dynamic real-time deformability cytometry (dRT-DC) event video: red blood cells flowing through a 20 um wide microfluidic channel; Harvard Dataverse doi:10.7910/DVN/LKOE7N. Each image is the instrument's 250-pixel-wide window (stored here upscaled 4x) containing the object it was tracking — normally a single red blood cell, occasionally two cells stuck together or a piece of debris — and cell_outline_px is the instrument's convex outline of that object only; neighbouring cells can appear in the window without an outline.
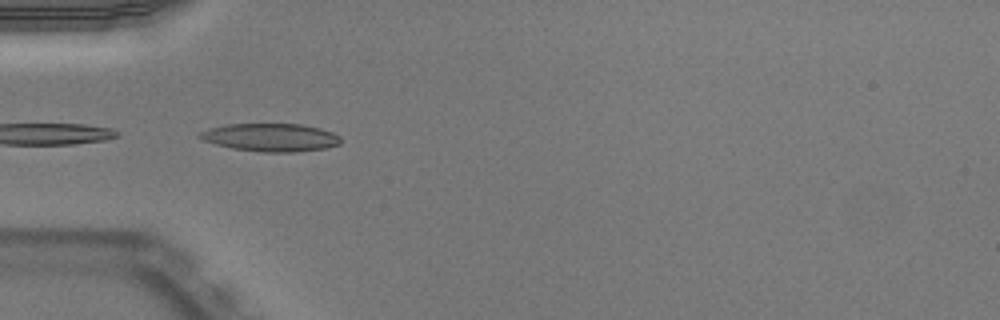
{"species": "Egyptian fruit bat (a non-hibernating species)", "species_latin": "Rousettus aegyptiacus", "temperature_condition": "warm", "stored_images_in_passage": 7, "camera_frame_rate_fps": 3000, "um_per_image_px": 0.085, "animal": {"sex": "male"}, "frame": {"image": 1, "passage_image": 5, "time_ms": 1.333, "image_size_px": [1000, 320], "cell_outline_px": [[340, 144], [324, 148], [292, 152], [264, 152], [232, 148], [216, 144], [204, 140], [196, 136], [200, 132], [208, 128], [228, 124], [300, 124], [320, 128], [332, 132], [340, 136]], "centroid_in_image_um": [22.99, 11.67], "position_along_channel_um": 62.0, "area_um2": 22.83}}